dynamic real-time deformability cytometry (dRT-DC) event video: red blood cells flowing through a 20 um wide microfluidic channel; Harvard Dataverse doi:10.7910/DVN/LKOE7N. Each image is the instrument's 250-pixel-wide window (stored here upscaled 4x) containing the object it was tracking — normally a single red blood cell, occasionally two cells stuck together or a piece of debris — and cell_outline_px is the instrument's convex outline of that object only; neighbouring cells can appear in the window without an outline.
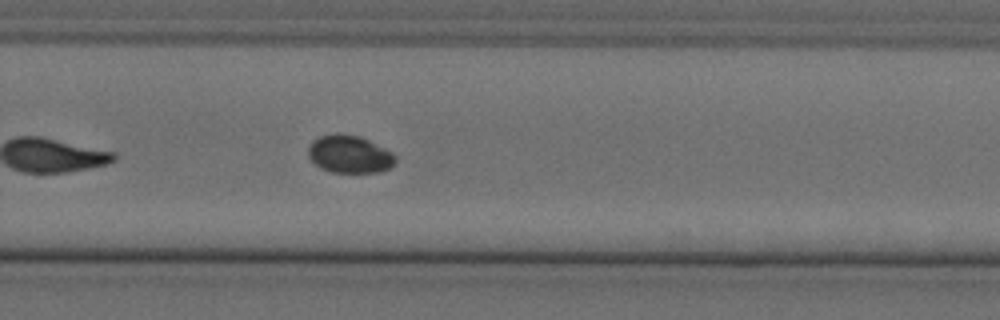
{"species": "Egyptian fruit bat (a non-hibernating species)", "species_latin": "Rousettus aegyptiacus", "temperature_condition": "cold", "stored_images_in_passage": 10, "camera_frame_rate_fps": 3000, "um_per_image_px": 0.085, "animal": {"sex": "female"}, "frame": {"image": 1, "passage_image": 10, "time_ms": 3.0, "image_size_px": [1000, 320], "cell_outline_px": [[396, 164], [380, 172], [332, 172], [320, 168], [308, 156], [308, 148], [312, 140], [320, 136], [336, 132], [340, 132], [360, 136], [392, 152], [396, 156]], "centroid_in_image_um": [29.7, 13.09], "position_along_channel_um": 300.1, "area_um2": 19.31}}